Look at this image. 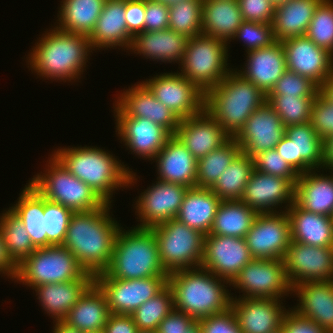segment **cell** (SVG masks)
<instances>
[{"instance_id":"ac0fdd59","label":"cell","mask_w":333,"mask_h":333,"mask_svg":"<svg viewBox=\"0 0 333 333\" xmlns=\"http://www.w3.org/2000/svg\"><path fill=\"white\" fill-rule=\"evenodd\" d=\"M281 43L287 70L309 78L318 87L333 74V54L306 36L290 37Z\"/></svg>"},{"instance_id":"4dcf8cb0","label":"cell","mask_w":333,"mask_h":333,"mask_svg":"<svg viewBox=\"0 0 333 333\" xmlns=\"http://www.w3.org/2000/svg\"><path fill=\"white\" fill-rule=\"evenodd\" d=\"M291 241L317 247H333V217L315 214L295 202L286 211Z\"/></svg>"},{"instance_id":"2644e50d","label":"cell","mask_w":333,"mask_h":333,"mask_svg":"<svg viewBox=\"0 0 333 333\" xmlns=\"http://www.w3.org/2000/svg\"><path fill=\"white\" fill-rule=\"evenodd\" d=\"M270 1L274 5V7L276 8L277 6L282 5L283 3L287 2L288 0H270Z\"/></svg>"},{"instance_id":"83f0119b","label":"cell","mask_w":333,"mask_h":333,"mask_svg":"<svg viewBox=\"0 0 333 333\" xmlns=\"http://www.w3.org/2000/svg\"><path fill=\"white\" fill-rule=\"evenodd\" d=\"M88 37L93 50L117 46L128 50L133 36L127 29L125 0H106L95 27Z\"/></svg>"},{"instance_id":"ba28073f","label":"cell","mask_w":333,"mask_h":333,"mask_svg":"<svg viewBox=\"0 0 333 333\" xmlns=\"http://www.w3.org/2000/svg\"><path fill=\"white\" fill-rule=\"evenodd\" d=\"M228 44L213 36L200 34L188 39L181 61V75L202 92L217 86L232 70L228 68Z\"/></svg>"},{"instance_id":"277c9868","label":"cell","mask_w":333,"mask_h":333,"mask_svg":"<svg viewBox=\"0 0 333 333\" xmlns=\"http://www.w3.org/2000/svg\"><path fill=\"white\" fill-rule=\"evenodd\" d=\"M225 284L230 283L201 267L169 273L167 282L173 295V309L195 321L231 307L232 295Z\"/></svg>"},{"instance_id":"680465c9","label":"cell","mask_w":333,"mask_h":333,"mask_svg":"<svg viewBox=\"0 0 333 333\" xmlns=\"http://www.w3.org/2000/svg\"><path fill=\"white\" fill-rule=\"evenodd\" d=\"M125 19L128 32L132 36L143 32L145 0H125Z\"/></svg>"},{"instance_id":"2e32d148","label":"cell","mask_w":333,"mask_h":333,"mask_svg":"<svg viewBox=\"0 0 333 333\" xmlns=\"http://www.w3.org/2000/svg\"><path fill=\"white\" fill-rule=\"evenodd\" d=\"M254 258L245 238L205 235L200 267L231 283L239 271Z\"/></svg>"},{"instance_id":"30bf717a","label":"cell","mask_w":333,"mask_h":333,"mask_svg":"<svg viewBox=\"0 0 333 333\" xmlns=\"http://www.w3.org/2000/svg\"><path fill=\"white\" fill-rule=\"evenodd\" d=\"M45 173H38L29 183L47 200L59 203L73 212L102 207L105 202L87 184L72 175L51 155Z\"/></svg>"},{"instance_id":"d6986e66","label":"cell","mask_w":333,"mask_h":333,"mask_svg":"<svg viewBox=\"0 0 333 333\" xmlns=\"http://www.w3.org/2000/svg\"><path fill=\"white\" fill-rule=\"evenodd\" d=\"M285 136V126L280 116L266 101L255 110L234 137L242 152L252 159L267 150L275 149Z\"/></svg>"},{"instance_id":"7dc6e473","label":"cell","mask_w":333,"mask_h":333,"mask_svg":"<svg viewBox=\"0 0 333 333\" xmlns=\"http://www.w3.org/2000/svg\"><path fill=\"white\" fill-rule=\"evenodd\" d=\"M318 47L333 54V1L323 0L315 10L305 34Z\"/></svg>"},{"instance_id":"f1b7e54d","label":"cell","mask_w":333,"mask_h":333,"mask_svg":"<svg viewBox=\"0 0 333 333\" xmlns=\"http://www.w3.org/2000/svg\"><path fill=\"white\" fill-rule=\"evenodd\" d=\"M189 38L174 30L143 31L133 36L128 50L155 61L181 63ZM136 51V52H135ZM148 57V58H147Z\"/></svg>"},{"instance_id":"f5cc1de1","label":"cell","mask_w":333,"mask_h":333,"mask_svg":"<svg viewBox=\"0 0 333 333\" xmlns=\"http://www.w3.org/2000/svg\"><path fill=\"white\" fill-rule=\"evenodd\" d=\"M310 122L322 140L333 135V104L320 92L312 105Z\"/></svg>"},{"instance_id":"6125c7cd","label":"cell","mask_w":333,"mask_h":333,"mask_svg":"<svg viewBox=\"0 0 333 333\" xmlns=\"http://www.w3.org/2000/svg\"><path fill=\"white\" fill-rule=\"evenodd\" d=\"M18 265L12 260L8 254L3 234L0 230V274H6L7 277L13 280L16 277Z\"/></svg>"},{"instance_id":"f6af8a7d","label":"cell","mask_w":333,"mask_h":333,"mask_svg":"<svg viewBox=\"0 0 333 333\" xmlns=\"http://www.w3.org/2000/svg\"><path fill=\"white\" fill-rule=\"evenodd\" d=\"M203 0H187L169 6V26L178 34L191 38L202 34Z\"/></svg>"},{"instance_id":"3957f363","label":"cell","mask_w":333,"mask_h":333,"mask_svg":"<svg viewBox=\"0 0 333 333\" xmlns=\"http://www.w3.org/2000/svg\"><path fill=\"white\" fill-rule=\"evenodd\" d=\"M28 55V65L34 72L49 80L74 81L84 72L89 52L93 48L89 37L61 31L54 27L45 32Z\"/></svg>"},{"instance_id":"52a82bcc","label":"cell","mask_w":333,"mask_h":333,"mask_svg":"<svg viewBox=\"0 0 333 333\" xmlns=\"http://www.w3.org/2000/svg\"><path fill=\"white\" fill-rule=\"evenodd\" d=\"M15 281L30 288L48 283L95 279L63 245L37 248L19 265Z\"/></svg>"},{"instance_id":"b9f144b4","label":"cell","mask_w":333,"mask_h":333,"mask_svg":"<svg viewBox=\"0 0 333 333\" xmlns=\"http://www.w3.org/2000/svg\"><path fill=\"white\" fill-rule=\"evenodd\" d=\"M241 147L234 138L197 161L196 187L211 188L235 157Z\"/></svg>"},{"instance_id":"bcb514c9","label":"cell","mask_w":333,"mask_h":333,"mask_svg":"<svg viewBox=\"0 0 333 333\" xmlns=\"http://www.w3.org/2000/svg\"><path fill=\"white\" fill-rule=\"evenodd\" d=\"M316 97L267 95V102L280 116L285 127L311 121L312 105Z\"/></svg>"},{"instance_id":"836d02e7","label":"cell","mask_w":333,"mask_h":333,"mask_svg":"<svg viewBox=\"0 0 333 333\" xmlns=\"http://www.w3.org/2000/svg\"><path fill=\"white\" fill-rule=\"evenodd\" d=\"M95 279H77L69 282L48 283L32 288L42 308L52 319L63 320Z\"/></svg>"},{"instance_id":"94428289","label":"cell","mask_w":333,"mask_h":333,"mask_svg":"<svg viewBox=\"0 0 333 333\" xmlns=\"http://www.w3.org/2000/svg\"><path fill=\"white\" fill-rule=\"evenodd\" d=\"M105 333H137L133 317L126 314H110L104 327Z\"/></svg>"},{"instance_id":"4fadbf2b","label":"cell","mask_w":333,"mask_h":333,"mask_svg":"<svg viewBox=\"0 0 333 333\" xmlns=\"http://www.w3.org/2000/svg\"><path fill=\"white\" fill-rule=\"evenodd\" d=\"M258 213L244 237L254 259L284 258L291 243L290 221L286 211Z\"/></svg>"},{"instance_id":"753ad0ef","label":"cell","mask_w":333,"mask_h":333,"mask_svg":"<svg viewBox=\"0 0 333 333\" xmlns=\"http://www.w3.org/2000/svg\"><path fill=\"white\" fill-rule=\"evenodd\" d=\"M87 333H105L104 330L96 331V332H87Z\"/></svg>"},{"instance_id":"f35d334b","label":"cell","mask_w":333,"mask_h":333,"mask_svg":"<svg viewBox=\"0 0 333 333\" xmlns=\"http://www.w3.org/2000/svg\"><path fill=\"white\" fill-rule=\"evenodd\" d=\"M63 1V2H62ZM57 15V29L89 36L103 10L106 0H62Z\"/></svg>"},{"instance_id":"e0dca14e","label":"cell","mask_w":333,"mask_h":333,"mask_svg":"<svg viewBox=\"0 0 333 333\" xmlns=\"http://www.w3.org/2000/svg\"><path fill=\"white\" fill-rule=\"evenodd\" d=\"M156 183V184H155ZM140 194L136 212L140 224L136 227L151 228L177 217L188 187L176 183L157 181Z\"/></svg>"},{"instance_id":"f546056e","label":"cell","mask_w":333,"mask_h":333,"mask_svg":"<svg viewBox=\"0 0 333 333\" xmlns=\"http://www.w3.org/2000/svg\"><path fill=\"white\" fill-rule=\"evenodd\" d=\"M316 171L299 175L295 183L294 202L306 211L333 217V170H330L332 174L329 176Z\"/></svg>"},{"instance_id":"d4e9b609","label":"cell","mask_w":333,"mask_h":333,"mask_svg":"<svg viewBox=\"0 0 333 333\" xmlns=\"http://www.w3.org/2000/svg\"><path fill=\"white\" fill-rule=\"evenodd\" d=\"M246 57L245 69L242 67L243 70H238V73L268 95L287 70L281 41H275L268 47L248 51Z\"/></svg>"},{"instance_id":"484cf974","label":"cell","mask_w":333,"mask_h":333,"mask_svg":"<svg viewBox=\"0 0 333 333\" xmlns=\"http://www.w3.org/2000/svg\"><path fill=\"white\" fill-rule=\"evenodd\" d=\"M291 292L299 298L292 310L333 333V281L296 284Z\"/></svg>"},{"instance_id":"f907efd6","label":"cell","mask_w":333,"mask_h":333,"mask_svg":"<svg viewBox=\"0 0 333 333\" xmlns=\"http://www.w3.org/2000/svg\"><path fill=\"white\" fill-rule=\"evenodd\" d=\"M234 39L243 40L247 46L246 52L268 47L275 42L272 23L243 21L232 38Z\"/></svg>"},{"instance_id":"003e7915","label":"cell","mask_w":333,"mask_h":333,"mask_svg":"<svg viewBox=\"0 0 333 333\" xmlns=\"http://www.w3.org/2000/svg\"><path fill=\"white\" fill-rule=\"evenodd\" d=\"M55 322V326H54V330L53 333H83L81 332L79 329L69 326L66 322H64L63 320H56Z\"/></svg>"},{"instance_id":"34e18365","label":"cell","mask_w":333,"mask_h":333,"mask_svg":"<svg viewBox=\"0 0 333 333\" xmlns=\"http://www.w3.org/2000/svg\"><path fill=\"white\" fill-rule=\"evenodd\" d=\"M273 333H283V330L280 328L279 330H276L275 332Z\"/></svg>"},{"instance_id":"ee69618b","label":"cell","mask_w":333,"mask_h":333,"mask_svg":"<svg viewBox=\"0 0 333 333\" xmlns=\"http://www.w3.org/2000/svg\"><path fill=\"white\" fill-rule=\"evenodd\" d=\"M173 310V295L167 285L130 315L138 330L157 331L159 323Z\"/></svg>"},{"instance_id":"60d3db41","label":"cell","mask_w":333,"mask_h":333,"mask_svg":"<svg viewBox=\"0 0 333 333\" xmlns=\"http://www.w3.org/2000/svg\"><path fill=\"white\" fill-rule=\"evenodd\" d=\"M253 170V159L241 151L210 189L221 200H240Z\"/></svg>"},{"instance_id":"816d5d0a","label":"cell","mask_w":333,"mask_h":333,"mask_svg":"<svg viewBox=\"0 0 333 333\" xmlns=\"http://www.w3.org/2000/svg\"><path fill=\"white\" fill-rule=\"evenodd\" d=\"M254 169L290 180L294 185L299 174L279 155L276 149H270L253 158Z\"/></svg>"},{"instance_id":"74e56055","label":"cell","mask_w":333,"mask_h":333,"mask_svg":"<svg viewBox=\"0 0 333 333\" xmlns=\"http://www.w3.org/2000/svg\"><path fill=\"white\" fill-rule=\"evenodd\" d=\"M18 198L16 205L14 204L10 209L23 222L33 245L36 248L47 247L44 196L28 183Z\"/></svg>"},{"instance_id":"89a4df30","label":"cell","mask_w":333,"mask_h":333,"mask_svg":"<svg viewBox=\"0 0 333 333\" xmlns=\"http://www.w3.org/2000/svg\"><path fill=\"white\" fill-rule=\"evenodd\" d=\"M152 1L162 3V4H164V5H166V6L169 7V6H172L174 4L179 3L181 1H187V0H152Z\"/></svg>"},{"instance_id":"6da1fadb","label":"cell","mask_w":333,"mask_h":333,"mask_svg":"<svg viewBox=\"0 0 333 333\" xmlns=\"http://www.w3.org/2000/svg\"><path fill=\"white\" fill-rule=\"evenodd\" d=\"M111 203L71 216L63 246L86 272L99 274L110 265L114 243L121 226L110 216Z\"/></svg>"},{"instance_id":"5b68a950","label":"cell","mask_w":333,"mask_h":333,"mask_svg":"<svg viewBox=\"0 0 333 333\" xmlns=\"http://www.w3.org/2000/svg\"><path fill=\"white\" fill-rule=\"evenodd\" d=\"M231 70L205 93L204 109L234 138L267 95L238 72ZM235 71V72H234Z\"/></svg>"},{"instance_id":"9a60e30c","label":"cell","mask_w":333,"mask_h":333,"mask_svg":"<svg viewBox=\"0 0 333 333\" xmlns=\"http://www.w3.org/2000/svg\"><path fill=\"white\" fill-rule=\"evenodd\" d=\"M143 83L179 119L189 118L204 109L205 93L178 72L156 75Z\"/></svg>"},{"instance_id":"1f68e13d","label":"cell","mask_w":333,"mask_h":333,"mask_svg":"<svg viewBox=\"0 0 333 333\" xmlns=\"http://www.w3.org/2000/svg\"><path fill=\"white\" fill-rule=\"evenodd\" d=\"M104 292L94 282L63 319L83 333L104 330L110 315Z\"/></svg>"},{"instance_id":"9f6ffc18","label":"cell","mask_w":333,"mask_h":333,"mask_svg":"<svg viewBox=\"0 0 333 333\" xmlns=\"http://www.w3.org/2000/svg\"><path fill=\"white\" fill-rule=\"evenodd\" d=\"M169 7L152 0H145L144 31L168 29Z\"/></svg>"},{"instance_id":"03108f58","label":"cell","mask_w":333,"mask_h":333,"mask_svg":"<svg viewBox=\"0 0 333 333\" xmlns=\"http://www.w3.org/2000/svg\"><path fill=\"white\" fill-rule=\"evenodd\" d=\"M319 92L333 104V74L319 87Z\"/></svg>"},{"instance_id":"7402d4cb","label":"cell","mask_w":333,"mask_h":333,"mask_svg":"<svg viewBox=\"0 0 333 333\" xmlns=\"http://www.w3.org/2000/svg\"><path fill=\"white\" fill-rule=\"evenodd\" d=\"M133 86L117 97L114 114L147 118L174 135L180 122L177 115L156 99L143 82Z\"/></svg>"},{"instance_id":"44dd1931","label":"cell","mask_w":333,"mask_h":333,"mask_svg":"<svg viewBox=\"0 0 333 333\" xmlns=\"http://www.w3.org/2000/svg\"><path fill=\"white\" fill-rule=\"evenodd\" d=\"M294 192L295 185L290 180L254 169L240 200L257 213H274L279 212L276 208L282 203L287 204L285 211L291 207Z\"/></svg>"},{"instance_id":"7a4b0ae2","label":"cell","mask_w":333,"mask_h":333,"mask_svg":"<svg viewBox=\"0 0 333 333\" xmlns=\"http://www.w3.org/2000/svg\"><path fill=\"white\" fill-rule=\"evenodd\" d=\"M52 155L72 175L94 190L105 203L112 202L110 199L113 191L134 185L137 180L136 173L130 171L132 169L117 160L113 154L98 147L58 148Z\"/></svg>"},{"instance_id":"9c48e42d","label":"cell","mask_w":333,"mask_h":333,"mask_svg":"<svg viewBox=\"0 0 333 333\" xmlns=\"http://www.w3.org/2000/svg\"><path fill=\"white\" fill-rule=\"evenodd\" d=\"M160 262L169 274L177 270L198 268L204 253L205 235L177 218L151 227Z\"/></svg>"},{"instance_id":"e575fe53","label":"cell","mask_w":333,"mask_h":333,"mask_svg":"<svg viewBox=\"0 0 333 333\" xmlns=\"http://www.w3.org/2000/svg\"><path fill=\"white\" fill-rule=\"evenodd\" d=\"M243 21L237 0H203L202 34L230 44Z\"/></svg>"},{"instance_id":"6f0895ef","label":"cell","mask_w":333,"mask_h":333,"mask_svg":"<svg viewBox=\"0 0 333 333\" xmlns=\"http://www.w3.org/2000/svg\"><path fill=\"white\" fill-rule=\"evenodd\" d=\"M281 329L283 333H327L314 321L300 316L292 309L284 315Z\"/></svg>"},{"instance_id":"d590c367","label":"cell","mask_w":333,"mask_h":333,"mask_svg":"<svg viewBox=\"0 0 333 333\" xmlns=\"http://www.w3.org/2000/svg\"><path fill=\"white\" fill-rule=\"evenodd\" d=\"M323 0H288L275 8L272 29L275 41L305 36L316 8Z\"/></svg>"},{"instance_id":"e7e4bbea","label":"cell","mask_w":333,"mask_h":333,"mask_svg":"<svg viewBox=\"0 0 333 333\" xmlns=\"http://www.w3.org/2000/svg\"><path fill=\"white\" fill-rule=\"evenodd\" d=\"M324 146V161L323 168L324 170H333V135L327 137L323 140Z\"/></svg>"},{"instance_id":"cb8c5ba5","label":"cell","mask_w":333,"mask_h":333,"mask_svg":"<svg viewBox=\"0 0 333 333\" xmlns=\"http://www.w3.org/2000/svg\"><path fill=\"white\" fill-rule=\"evenodd\" d=\"M282 304V299L272 298L237 299V296H232L231 299V308L242 333H273L279 330L288 311Z\"/></svg>"},{"instance_id":"7c38bea8","label":"cell","mask_w":333,"mask_h":333,"mask_svg":"<svg viewBox=\"0 0 333 333\" xmlns=\"http://www.w3.org/2000/svg\"><path fill=\"white\" fill-rule=\"evenodd\" d=\"M229 285L242 290L240 298L280 300L283 296L292 294L283 260L280 259H253L239 271Z\"/></svg>"},{"instance_id":"8d00e7d4","label":"cell","mask_w":333,"mask_h":333,"mask_svg":"<svg viewBox=\"0 0 333 333\" xmlns=\"http://www.w3.org/2000/svg\"><path fill=\"white\" fill-rule=\"evenodd\" d=\"M285 135L294 143L295 171L299 175L316 168L323 171V140L311 122L287 126Z\"/></svg>"},{"instance_id":"7bdbcfd3","label":"cell","mask_w":333,"mask_h":333,"mask_svg":"<svg viewBox=\"0 0 333 333\" xmlns=\"http://www.w3.org/2000/svg\"><path fill=\"white\" fill-rule=\"evenodd\" d=\"M0 230L8 254L17 265L37 249L33 245L23 222L10 208L0 216Z\"/></svg>"},{"instance_id":"5bb4252c","label":"cell","mask_w":333,"mask_h":333,"mask_svg":"<svg viewBox=\"0 0 333 333\" xmlns=\"http://www.w3.org/2000/svg\"><path fill=\"white\" fill-rule=\"evenodd\" d=\"M282 260L291 287L305 282L333 281V247L291 241Z\"/></svg>"},{"instance_id":"603a6c76","label":"cell","mask_w":333,"mask_h":333,"mask_svg":"<svg viewBox=\"0 0 333 333\" xmlns=\"http://www.w3.org/2000/svg\"><path fill=\"white\" fill-rule=\"evenodd\" d=\"M174 135L197 161L231 138L205 109L199 114L180 119Z\"/></svg>"},{"instance_id":"ab89813d","label":"cell","mask_w":333,"mask_h":333,"mask_svg":"<svg viewBox=\"0 0 333 333\" xmlns=\"http://www.w3.org/2000/svg\"><path fill=\"white\" fill-rule=\"evenodd\" d=\"M257 214L241 200H222L209 234L244 238Z\"/></svg>"},{"instance_id":"8c879c8a","label":"cell","mask_w":333,"mask_h":333,"mask_svg":"<svg viewBox=\"0 0 333 333\" xmlns=\"http://www.w3.org/2000/svg\"><path fill=\"white\" fill-rule=\"evenodd\" d=\"M137 333H157L156 331L138 330Z\"/></svg>"},{"instance_id":"a7ac6f4b","label":"cell","mask_w":333,"mask_h":333,"mask_svg":"<svg viewBox=\"0 0 333 333\" xmlns=\"http://www.w3.org/2000/svg\"><path fill=\"white\" fill-rule=\"evenodd\" d=\"M185 333H202L199 322L195 321L188 329H186Z\"/></svg>"},{"instance_id":"681fc988","label":"cell","mask_w":333,"mask_h":333,"mask_svg":"<svg viewBox=\"0 0 333 333\" xmlns=\"http://www.w3.org/2000/svg\"><path fill=\"white\" fill-rule=\"evenodd\" d=\"M319 87L309 78L286 70L268 95L317 97Z\"/></svg>"},{"instance_id":"91938a15","label":"cell","mask_w":333,"mask_h":333,"mask_svg":"<svg viewBox=\"0 0 333 333\" xmlns=\"http://www.w3.org/2000/svg\"><path fill=\"white\" fill-rule=\"evenodd\" d=\"M195 320L189 315L173 309L160 323L157 333H185Z\"/></svg>"},{"instance_id":"be15d7a7","label":"cell","mask_w":333,"mask_h":333,"mask_svg":"<svg viewBox=\"0 0 333 333\" xmlns=\"http://www.w3.org/2000/svg\"><path fill=\"white\" fill-rule=\"evenodd\" d=\"M279 155L295 170L294 143L285 135L275 147Z\"/></svg>"},{"instance_id":"d6a6232c","label":"cell","mask_w":333,"mask_h":333,"mask_svg":"<svg viewBox=\"0 0 333 333\" xmlns=\"http://www.w3.org/2000/svg\"><path fill=\"white\" fill-rule=\"evenodd\" d=\"M221 201L210 188L190 187L176 218L190 228L208 235Z\"/></svg>"},{"instance_id":"8992f818","label":"cell","mask_w":333,"mask_h":333,"mask_svg":"<svg viewBox=\"0 0 333 333\" xmlns=\"http://www.w3.org/2000/svg\"><path fill=\"white\" fill-rule=\"evenodd\" d=\"M119 230L112 259L105 272L116 279H141L151 276H169L163 268L158 244L151 228Z\"/></svg>"},{"instance_id":"db71d44e","label":"cell","mask_w":333,"mask_h":333,"mask_svg":"<svg viewBox=\"0 0 333 333\" xmlns=\"http://www.w3.org/2000/svg\"><path fill=\"white\" fill-rule=\"evenodd\" d=\"M202 333H242L233 309L198 320Z\"/></svg>"},{"instance_id":"11a10c76","label":"cell","mask_w":333,"mask_h":333,"mask_svg":"<svg viewBox=\"0 0 333 333\" xmlns=\"http://www.w3.org/2000/svg\"><path fill=\"white\" fill-rule=\"evenodd\" d=\"M244 21L272 23L275 7L270 0H237Z\"/></svg>"},{"instance_id":"8fae6325","label":"cell","mask_w":333,"mask_h":333,"mask_svg":"<svg viewBox=\"0 0 333 333\" xmlns=\"http://www.w3.org/2000/svg\"><path fill=\"white\" fill-rule=\"evenodd\" d=\"M167 282L168 276L125 280L112 278L105 271L95 275V283L104 292L111 314L130 315L161 292Z\"/></svg>"},{"instance_id":"c3c4849f","label":"cell","mask_w":333,"mask_h":333,"mask_svg":"<svg viewBox=\"0 0 333 333\" xmlns=\"http://www.w3.org/2000/svg\"><path fill=\"white\" fill-rule=\"evenodd\" d=\"M74 212L44 197L45 231L47 247L63 245L71 216Z\"/></svg>"},{"instance_id":"4316f807","label":"cell","mask_w":333,"mask_h":333,"mask_svg":"<svg viewBox=\"0 0 333 333\" xmlns=\"http://www.w3.org/2000/svg\"><path fill=\"white\" fill-rule=\"evenodd\" d=\"M154 160L158 180L196 187L197 160L175 135L167 140Z\"/></svg>"},{"instance_id":"ffe728a7","label":"cell","mask_w":333,"mask_h":333,"mask_svg":"<svg viewBox=\"0 0 333 333\" xmlns=\"http://www.w3.org/2000/svg\"><path fill=\"white\" fill-rule=\"evenodd\" d=\"M116 132L131 153L154 160L172 134L163 126L143 117L115 115Z\"/></svg>"}]
</instances>
